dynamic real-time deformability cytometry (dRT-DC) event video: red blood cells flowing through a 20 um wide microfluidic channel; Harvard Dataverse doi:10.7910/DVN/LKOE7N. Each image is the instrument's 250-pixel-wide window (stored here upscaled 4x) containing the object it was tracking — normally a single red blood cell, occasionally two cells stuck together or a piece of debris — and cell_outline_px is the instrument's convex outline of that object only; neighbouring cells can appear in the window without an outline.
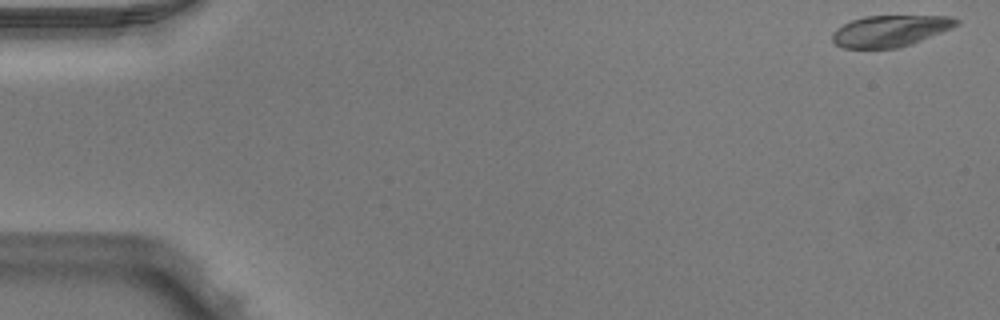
{"species": "Egyptian fruit bat (a non-hibernating species)", "species_latin": "Rousettus aegyptiacus", "temperature_condition": "warm", "stored_images_in_passage": 51, "camera_frame_rate_fps": 3000, "um_per_image_px": 0.085, "animal": {"sex": "male"}, "frame": {"image": 1, "passage_image": 1, "time_ms": 0.0, "image_size_px": [1000, 320], "cell_outline_px": [[960, 24], [952, 28], [912, 44], [896, 48], [844, 48], [836, 44], [832, 40], [832, 32], [836, 28], [852, 20], [864, 16], [948, 16], [960, 20]], "centroid_in_image_um": [75.67, 2.62], "position_along_channel_um": 9.3, "area_um2": 22.66}}
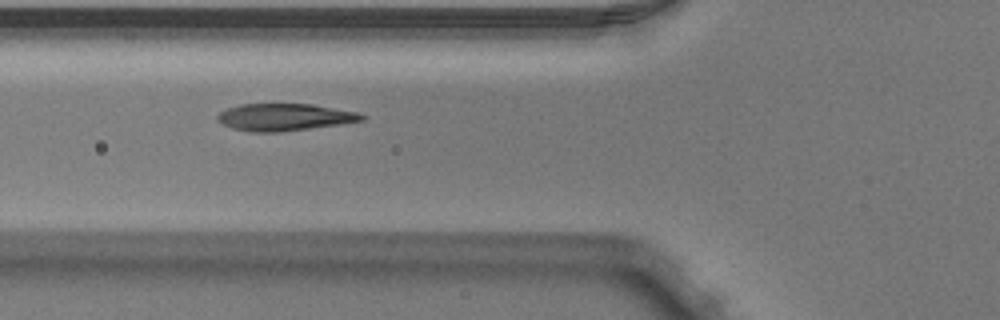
{"frame": {"image": 2, "passage_image": 19, "time_ms": 6.0, "image_size_px": [1000, 320], "cell_outline_px": [[368, 116], [364, 120], [340, 124], [280, 132], [252, 132], [232, 128], [216, 120], [216, 116], [220, 112], [228, 108], [240, 104], [312, 104], [356, 112]], "centroid_in_image_um": [24.17, 9.96], "position_along_channel_um": 101.6, "area_um2": 22.72}}
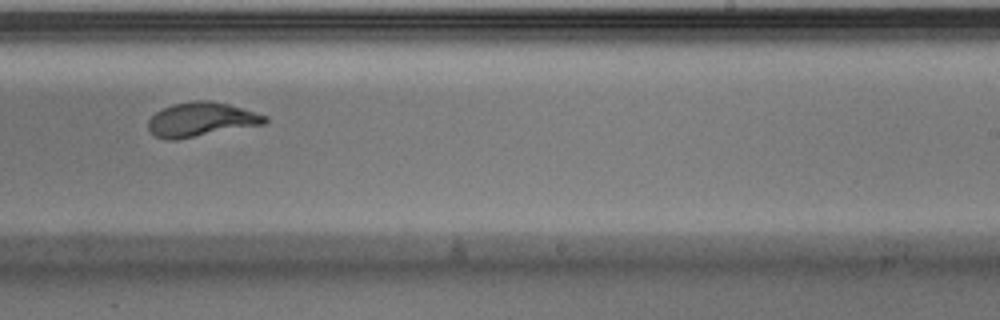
{"frame": {"image": 3, "passage_image": 32, "time_ms": 10.333, "image_size_px": [1000, 320], "cell_outline_px": [[268, 120], [264, 124], [176, 140], [168, 140], [156, 136], [148, 128], [148, 120], [156, 112], [172, 104], [192, 100], [208, 100], [228, 104], [268, 116]], "centroid_in_image_um": [17.09, 10.15], "position_along_channel_um": 271.9, "area_um2": 23.12}, "authors_computed_cell_mechanics": {"area_um2": 23.12, "velocity_mm_per_s": 3.9264, "shape_relaxation_time_tau1_ms": 3.5635, "shape_relaxation_time_tau2_ms": null, "deformation_change_tau1": 0.2077, "deformation_change_tau2": null}}